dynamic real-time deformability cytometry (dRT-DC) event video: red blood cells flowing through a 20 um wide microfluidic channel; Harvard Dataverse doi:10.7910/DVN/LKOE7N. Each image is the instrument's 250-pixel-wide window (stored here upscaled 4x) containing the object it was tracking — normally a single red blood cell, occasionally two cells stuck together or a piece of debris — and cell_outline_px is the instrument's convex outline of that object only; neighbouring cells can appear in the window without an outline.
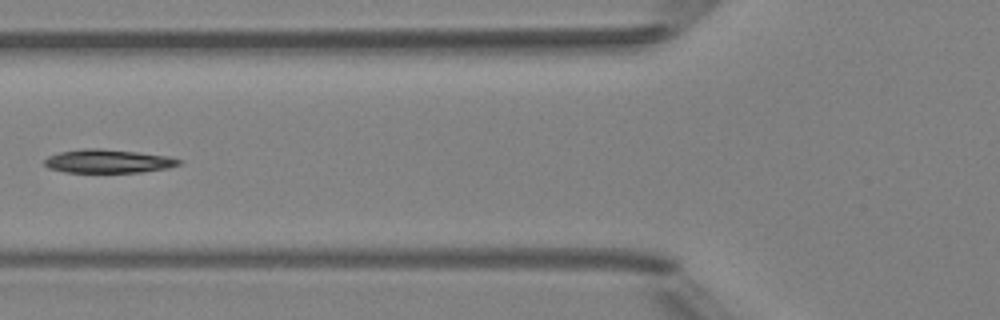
{"species": "Egyptian fruit bat (a non-hibernating species)", "species_latin": "Rousettus aegyptiacus", "temperature_condition": "room temperature", "stored_images_in_passage": 6, "camera_frame_rate_fps": 3000, "um_per_image_px": 0.085, "animal": {"sex": "female"}, "frame": {"image": 1, "passage_image": 6, "time_ms": 5.667, "image_size_px": [1000, 320], "cell_outline_px": [[180, 164], [168, 168], [140, 172], [64, 172], [48, 168], [44, 164], [44, 160], [48, 156], [60, 152], [84, 148], [100, 148], [136, 152], [168, 156], [180, 160]], "centroid_in_image_um": [9.15, 13.7], "position_along_channel_um": 116.7, "area_um2": 18.32}}